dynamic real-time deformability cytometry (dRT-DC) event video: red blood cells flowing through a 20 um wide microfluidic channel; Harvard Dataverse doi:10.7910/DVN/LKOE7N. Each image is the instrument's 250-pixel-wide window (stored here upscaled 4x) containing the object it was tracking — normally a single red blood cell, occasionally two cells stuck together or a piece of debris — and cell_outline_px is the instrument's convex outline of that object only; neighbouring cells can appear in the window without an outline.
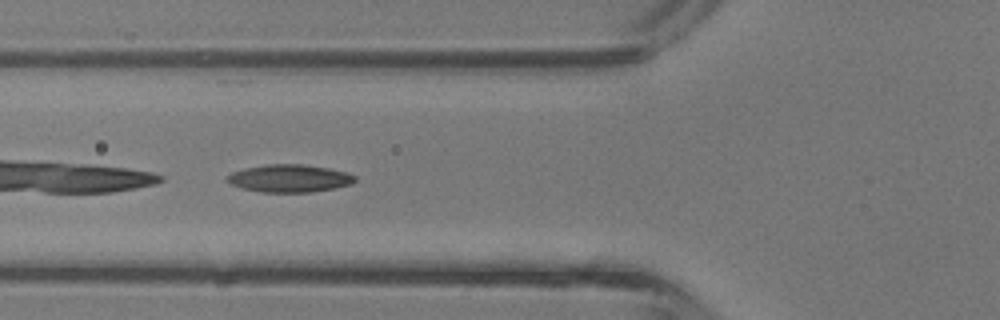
{"species": "common noctule bat (a hibernating species)", "species_latin": "Nyctalus noctula", "temperature_condition": "room temperature", "stored_images_in_passage": 42, "camera_frame_rate_fps": 3000, "um_per_image_px": 0.085, "animal": {"sex": "male", "body_mass_g": 13.3}, "frame": {"image": 1, "passage_image": 15, "time_ms": 4.667, "image_size_px": [1000, 320], "cell_outline_px": [[356, 180], [352, 184], [336, 188], [312, 192], [260, 192], [244, 188], [232, 184], [224, 180], [224, 176], [232, 172], [244, 168], [268, 164], [300, 164], [328, 168], [348, 172], [356, 176]], "centroid_in_image_um": [24.61, 15.16], "position_along_channel_um": 101.2, "area_um2": 20.75}}
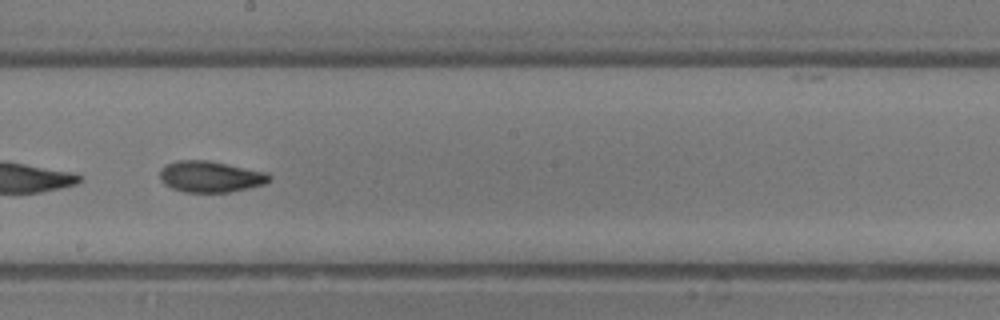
{"frame": {"image": 2, "passage_image": 23, "time_ms": 7.333, "image_size_px": [1000, 320], "cell_outline_px": [[272, 180], [264, 184], [248, 188], [228, 192], [184, 192], [172, 188], [164, 184], [160, 180], [160, 168], [176, 160], [208, 160], [268, 172], [272, 176]], "centroid_in_image_um": [17.9, 15.01], "position_along_channel_um": 230.3, "area_um2": 20.06}}
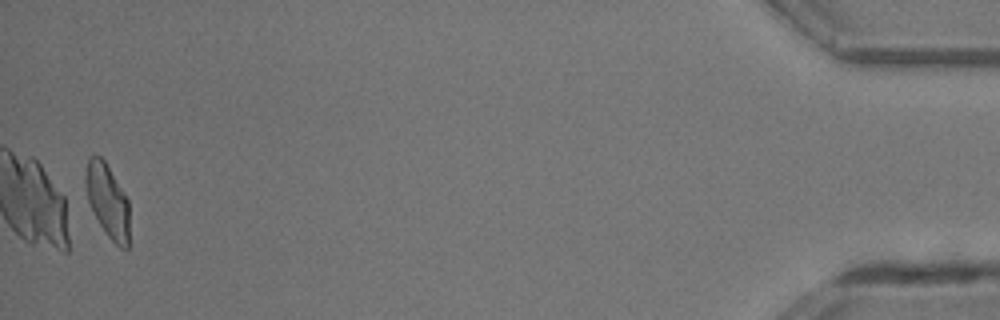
{"frame": {"image": 3, "passage_image": 41, "time_ms": 13.333, "image_size_px": [1000, 320], "cell_outline_px": [[128, 248], [120, 248], [108, 236], [100, 224], [88, 200], [84, 184], [84, 176], [88, 156], [100, 156], [104, 160], [128, 200]], "centroid_in_image_um": [9.11, 17.03], "position_along_channel_um": 426.1, "area_um2": 18.44}, "authors_computed_cell_mechanics": {"area_um2": 19.8832, "velocity_mm_per_s": 4.8273, "shape_relaxation_time_tau1_ms": 2.8437, "shape_relaxation_time_tau2_ms": 1.8774, "deformation_change_tau1": 0.1197, "deformation_change_tau2": 0.0746}}